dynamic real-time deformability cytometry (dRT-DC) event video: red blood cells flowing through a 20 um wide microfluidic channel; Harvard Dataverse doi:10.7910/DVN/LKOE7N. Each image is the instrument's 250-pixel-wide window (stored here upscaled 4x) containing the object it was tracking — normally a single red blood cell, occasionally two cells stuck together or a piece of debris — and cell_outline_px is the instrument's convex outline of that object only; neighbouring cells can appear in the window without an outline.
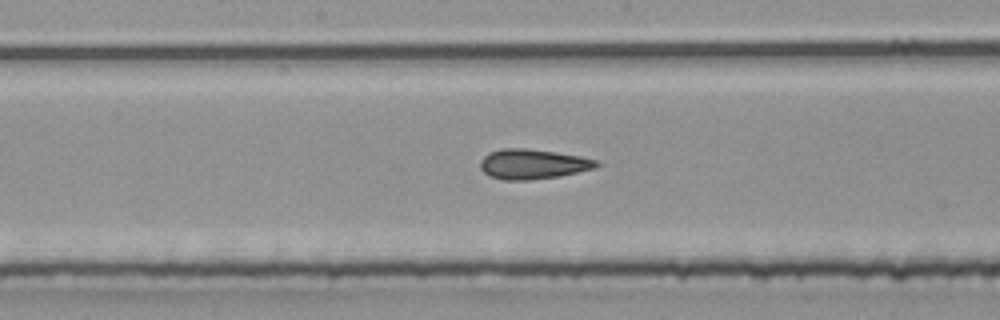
{"species": "common noctule bat (a hibernating species)", "species_latin": "Nyctalus noctula", "temperature_condition": "room temperature", "stored_images_in_passage": 8, "camera_frame_rate_fps": 3000, "um_per_image_px": 0.085, "animal": {"sex": "male", "body_mass_g": 20.4}, "frame": {"image": 1, "passage_image": 8, "time_ms": 2.333, "image_size_px": [1000, 320], "cell_outline_px": [[600, 164], [596, 168], [560, 176], [528, 180], [504, 180], [492, 176], [484, 172], [480, 168], [480, 160], [488, 152], [500, 148], [524, 148], [580, 156], [600, 160]], "centroid_in_image_um": [45.3, 13.94], "position_along_channel_um": 202.9, "area_um2": 20.29}}